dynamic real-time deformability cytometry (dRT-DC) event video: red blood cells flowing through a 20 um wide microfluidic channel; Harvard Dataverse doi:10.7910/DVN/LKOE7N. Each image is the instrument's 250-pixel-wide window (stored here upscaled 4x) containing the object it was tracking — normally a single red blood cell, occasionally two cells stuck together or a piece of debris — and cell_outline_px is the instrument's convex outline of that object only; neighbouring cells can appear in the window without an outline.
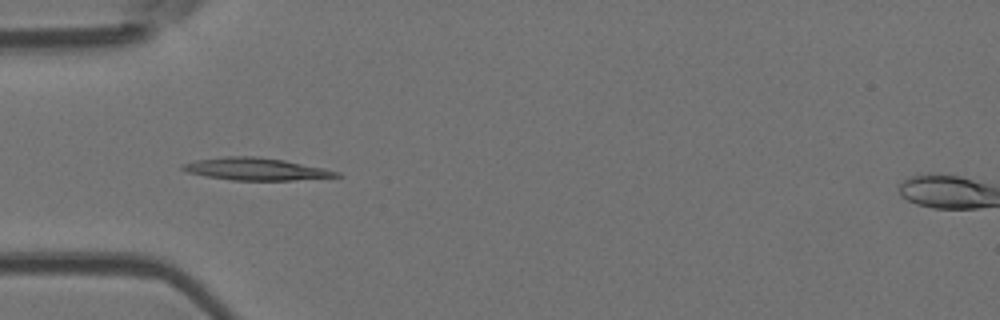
{"species": "Egyptian fruit bat (a non-hibernating species)", "species_latin": "Rousettus aegyptiacus", "temperature_condition": "room temperature", "stored_images_in_passage": 6, "camera_frame_rate_fps": 3000, "um_per_image_px": 0.085, "animal": {"sex": "female"}, "frame": {"image": 1, "passage_image": 5, "time_ms": 5.333, "image_size_px": [1000, 320], "cell_outline_px": [[344, 176], [292, 180], [232, 180], [208, 176], [188, 172], [180, 168], [180, 164], [196, 160], [224, 156], [256, 156], [284, 160], [324, 168], [340, 172]], "centroid_in_image_um": [21.75, 14.36], "position_along_channel_um": 63.2, "area_um2": 19.94}}
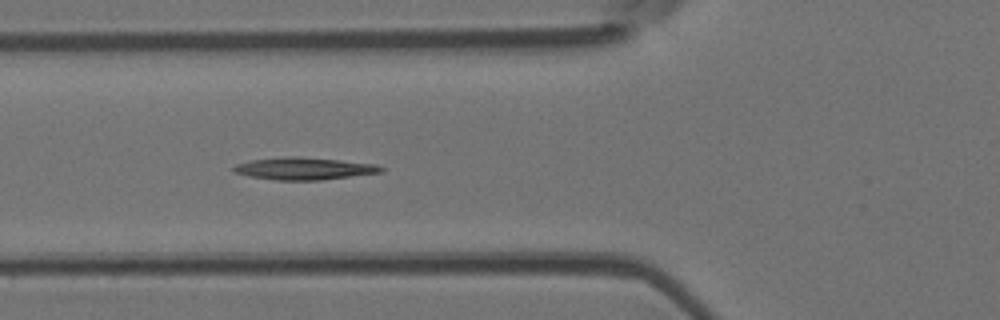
{"frame": {"image": 2, "passage_image": 6, "time_ms": 6.333, "image_size_px": [1000, 320], "cell_outline_px": [[384, 172], [320, 180], [276, 180], [248, 176], [232, 172], [232, 168], [236, 164], [252, 160], [284, 156], [296, 156], [340, 160], [376, 164], [384, 168]], "centroid_in_image_um": [25.83, 14.32], "position_along_channel_um": 100.0, "area_um2": 19.19}}